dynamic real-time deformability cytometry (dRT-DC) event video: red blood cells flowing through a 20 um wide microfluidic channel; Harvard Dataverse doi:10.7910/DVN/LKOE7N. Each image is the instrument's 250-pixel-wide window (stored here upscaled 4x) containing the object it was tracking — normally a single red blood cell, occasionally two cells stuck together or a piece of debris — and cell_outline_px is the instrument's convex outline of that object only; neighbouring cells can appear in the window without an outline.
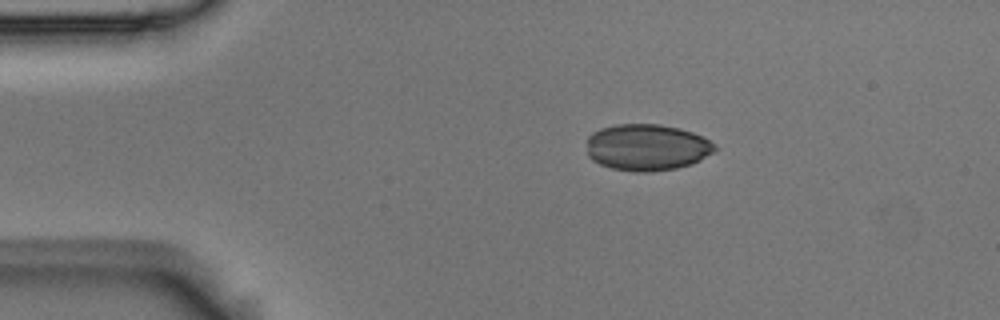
{"species": "Egyptian fruit bat (a non-hibernating species)", "species_latin": "Rousettus aegyptiacus", "temperature_condition": "room temperature", "stored_images_in_passage": 5, "camera_frame_rate_fps": 3000, "um_per_image_px": 0.085, "animal": {"sex": "male"}, "frame": {"image": 1, "passage_image": 5, "time_ms": 1.333, "image_size_px": [1000, 320], "cell_outline_px": [[720, 148], [716, 152], [692, 164], [676, 168], [652, 172], [636, 172], [612, 168], [600, 164], [592, 160], [588, 156], [588, 136], [592, 132], [600, 128], [616, 124], [660, 124], [680, 128], [704, 136], [716, 144]], "centroid_in_image_um": [55.05, 12.52], "position_along_channel_um": 30.0, "area_um2": 35.26}}